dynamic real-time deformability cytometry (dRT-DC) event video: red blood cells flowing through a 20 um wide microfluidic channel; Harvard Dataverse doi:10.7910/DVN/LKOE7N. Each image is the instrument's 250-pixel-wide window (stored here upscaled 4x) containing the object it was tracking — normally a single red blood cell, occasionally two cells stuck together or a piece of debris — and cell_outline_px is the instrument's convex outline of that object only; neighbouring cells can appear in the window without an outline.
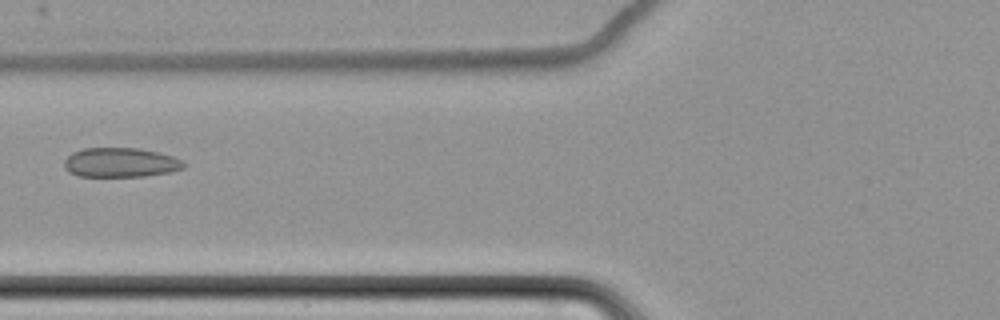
{"species": "common noctule bat (a hibernating species)", "species_latin": "Nyctalus noctula", "temperature_condition": "cold", "stored_images_in_passage": 9, "camera_frame_rate_fps": 3000, "um_per_image_px": 0.085, "animal": {"sex": "female", "body_mass_g": 22.7, "forearm_length_mm": 54.2}, "frame": {"image": 1, "passage_image": 7, "time_ms": 8.667, "image_size_px": [1000, 320], "cell_outline_px": [[184, 168], [172, 172], [144, 176], [76, 176], [68, 172], [64, 168], [64, 160], [72, 152], [84, 148], [140, 148], [160, 152], [172, 156], [180, 160], [184, 164]], "centroid_in_image_um": [10.22, 13.81], "position_along_channel_um": 115.6, "area_um2": 20.63}}
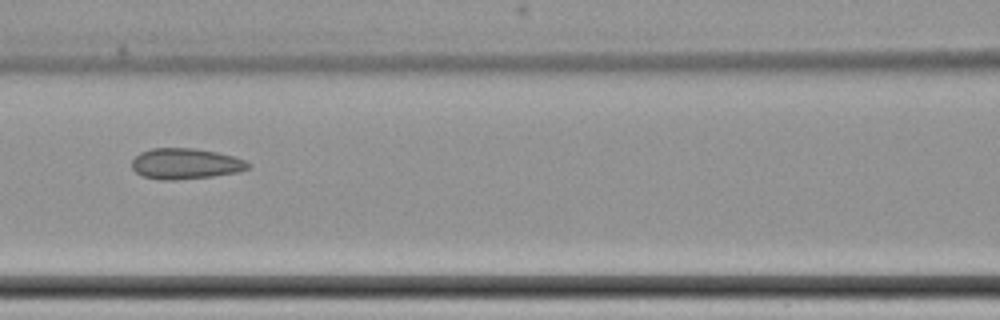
{"frame": {"image": 2, "passage_image": 8, "time_ms": 9.667, "image_size_px": [1000, 320], "cell_outline_px": [[252, 164], [248, 168], [236, 172], [212, 176], [176, 180], [160, 180], [144, 176], [136, 172], [132, 168], [132, 160], [140, 152], [152, 148], [192, 148], [216, 152], [232, 156], [244, 160]], "centroid_in_image_um": [15.74, 13.91], "position_along_channel_um": 150.9, "area_um2": 20.69}}
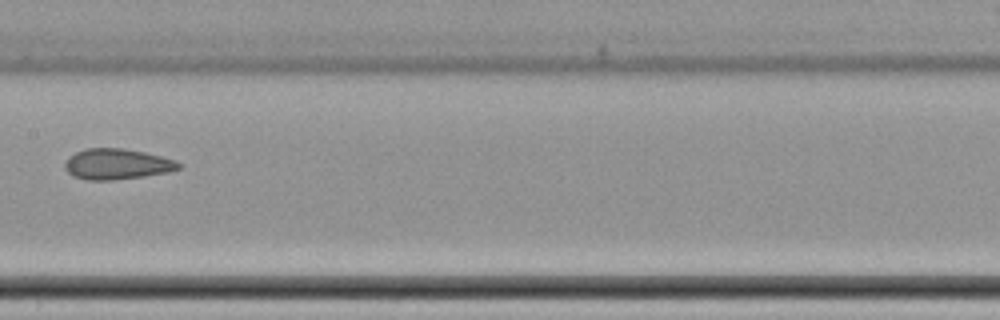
{"frame": {"image": 3, "passage_image": 9, "time_ms": 11.0, "image_size_px": [1000, 320], "cell_outline_px": [[180, 168], [168, 172], [144, 176], [112, 180], [88, 180], [72, 176], [64, 168], [64, 160], [68, 156], [84, 148], [124, 148], [144, 152], [176, 160], [180, 164]], "centroid_in_image_um": [9.89, 13.94], "position_along_channel_um": 197.5, "area_um2": 20.46}}